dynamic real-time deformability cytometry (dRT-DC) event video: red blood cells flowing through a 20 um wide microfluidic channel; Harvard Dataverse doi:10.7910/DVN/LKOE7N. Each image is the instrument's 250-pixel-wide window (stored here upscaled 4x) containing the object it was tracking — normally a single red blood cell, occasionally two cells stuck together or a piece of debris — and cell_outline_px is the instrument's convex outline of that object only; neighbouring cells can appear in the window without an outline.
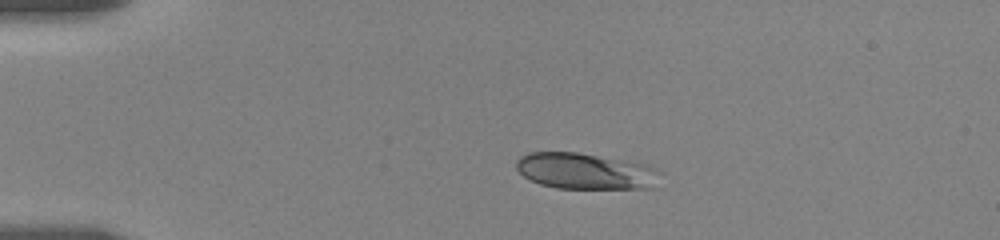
{"species": "human", "species_latin": "Homo sapiens", "temperature_condition": "room temperature", "stored_images_in_passage": 13, "camera_frame_rate_fps": 3000, "um_per_image_px": 0.085, "donor": {"sex": "female"}, "frame": {"image": 1, "passage_image": 8, "time_ms": 3.667, "image_size_px": [1000, 240], "cell_outline_px": [[664, 172], [660, 188], [556, 188], [540, 184], [524, 176], [516, 168], [516, 160], [520, 156], [528, 152], [576, 152], [648, 164]], "centroid_in_image_um": [49.89, 14.55], "position_along_channel_um": 35.1, "area_um2": 30.92}}
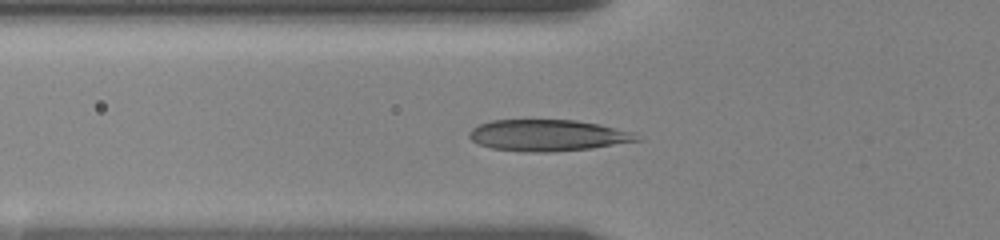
{"frame": {"image": 2, "passage_image": 13, "time_ms": 6.333, "image_size_px": [1000, 240], "cell_outline_px": [[644, 140], [592, 148], [552, 152], [528, 152], [492, 148], [480, 144], [472, 140], [468, 136], [468, 132], [472, 128], [480, 124], [492, 120], [576, 120], [600, 124], [632, 132]], "centroid_in_image_um": [46.58, 11.5], "position_along_channel_um": 79.2, "area_um2": 30.69}}